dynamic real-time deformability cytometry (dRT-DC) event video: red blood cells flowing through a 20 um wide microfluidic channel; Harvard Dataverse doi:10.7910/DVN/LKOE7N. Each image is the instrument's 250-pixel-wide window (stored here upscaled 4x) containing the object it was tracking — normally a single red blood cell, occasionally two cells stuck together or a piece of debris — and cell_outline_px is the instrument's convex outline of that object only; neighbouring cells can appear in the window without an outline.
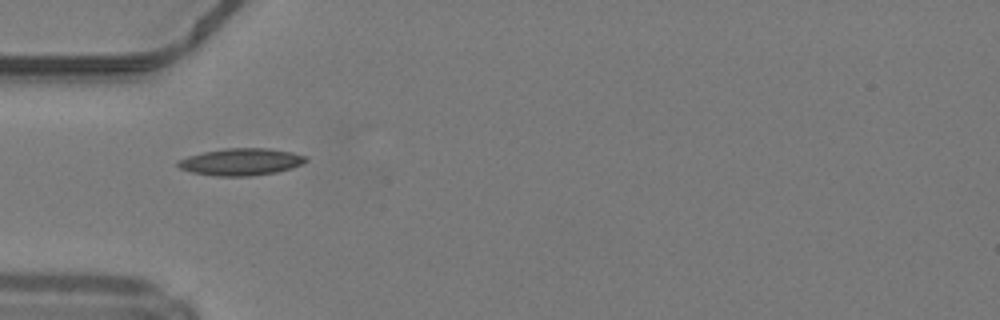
{"species": "common noctule bat (a hibernating species)", "species_latin": "Nyctalus noctula", "temperature_condition": "warm", "stored_images_in_passage": 34, "camera_frame_rate_fps": 3000, "um_per_image_px": 0.085, "animal": {"sex": "male", "body_mass_g": 19.2, "forearm_length_mm": 51.8}, "frame": {"image": 1, "passage_image": 1, "time_ms": 0.0, "image_size_px": [1000, 320], "cell_outline_px": [[308, 160], [292, 168], [276, 172], [248, 176], [212, 176], [192, 172], [180, 168], [176, 164], [176, 160], [188, 156], [204, 152], [224, 148], [268, 148], [292, 152], [304, 156]], "centroid_in_image_um": [20.45, 13.75], "position_along_channel_um": 64.6, "area_um2": 20.11}}
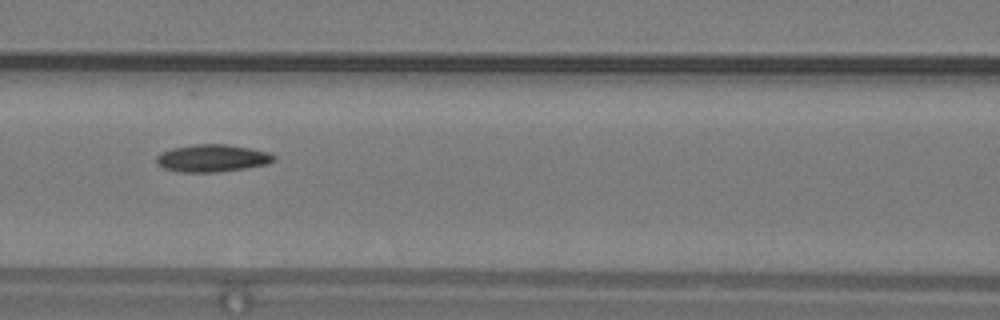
{"frame": {"image": 2, "passage_image": 7, "time_ms": 2.0, "image_size_px": [1000, 320], "cell_outline_px": [[276, 160], [268, 164], [244, 168], [216, 172], [180, 172], [164, 168], [156, 164], [156, 156], [160, 152], [172, 148], [196, 144], [224, 144], [248, 148], [268, 152], [276, 156]], "centroid_in_image_um": [18.02, 13.45], "position_along_channel_um": 148.6, "area_um2": 18.73}}
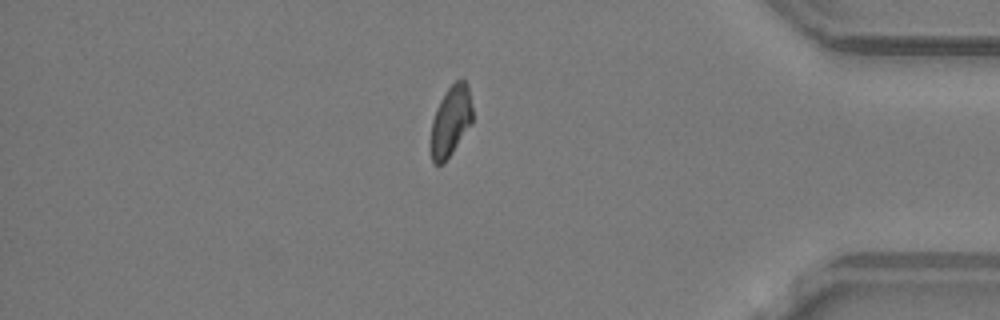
{"frame": {"image": 3, "passage_image": 27, "time_ms": 8.667, "image_size_px": [1000, 320], "cell_outline_px": [[472, 124], [444, 164], [436, 164], [432, 160], [432, 120], [436, 108], [440, 100], [448, 88], [456, 80], [464, 80], [468, 84], [472, 108]], "centroid_in_image_um": [38.34, 10.28], "position_along_channel_um": 396.9, "area_um2": 16.94}, "authors_computed_cell_mechanics": {"area_um2": 17.8602, "velocity_mm_per_s": 4.2145, "shape_relaxation_time_tau1_ms": null, "shape_relaxation_time_tau2_ms": 5.5664, "deformation_change_tau1": null, "deformation_change_tau2": 0.1208}}